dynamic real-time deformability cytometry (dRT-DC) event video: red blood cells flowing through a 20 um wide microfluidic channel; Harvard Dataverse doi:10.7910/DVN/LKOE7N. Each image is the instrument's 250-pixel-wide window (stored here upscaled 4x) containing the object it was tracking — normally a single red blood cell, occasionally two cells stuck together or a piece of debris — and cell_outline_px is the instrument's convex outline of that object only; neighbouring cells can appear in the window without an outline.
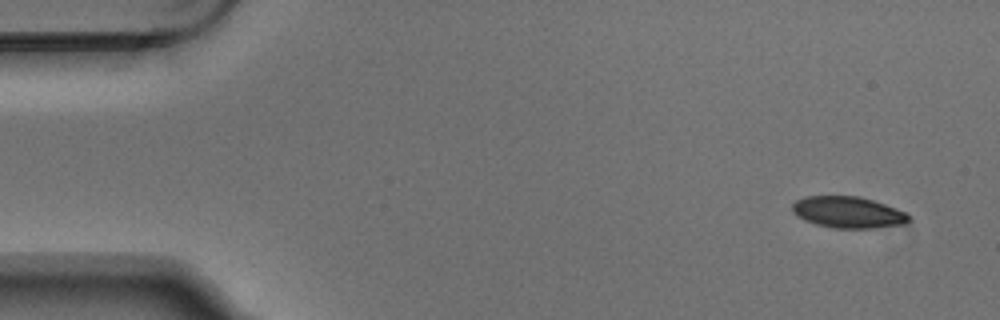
{"species": "Egyptian fruit bat (a non-hibernating species)", "species_latin": "Rousettus aegyptiacus", "temperature_condition": "warm", "stored_images_in_passage": 5, "camera_frame_rate_fps": 3000, "um_per_image_px": 0.085, "animal": {"sex": "male"}, "frame": {"image": 1, "passage_image": 1, "time_ms": 0.0, "image_size_px": [1000, 320], "cell_outline_px": [[912, 220], [904, 224], [872, 228], [832, 228], [816, 224], [804, 220], [796, 216], [792, 212], [792, 204], [796, 200], [804, 196], [860, 196], [896, 208], [904, 212]], "centroid_in_image_um": [72.05, 18.04], "position_along_channel_um": 13.0, "area_um2": 21.39}}
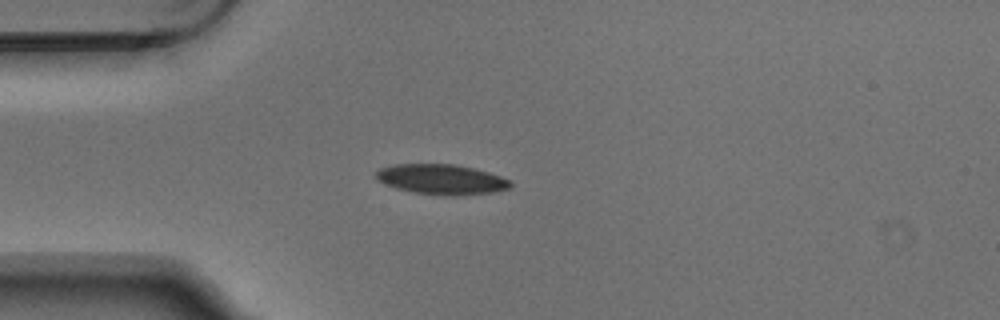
{"frame": {"image": 2, "passage_image": 4, "time_ms": 1.0, "image_size_px": [1000, 320], "cell_outline_px": [[512, 184], [508, 188], [492, 192], [452, 196], [416, 192], [396, 188], [384, 184], [376, 180], [372, 176], [380, 168], [392, 164], [456, 164], [488, 172], [512, 180]], "centroid_in_image_um": [37.48, 15.23], "position_along_channel_um": 47.5, "area_um2": 23.58}}